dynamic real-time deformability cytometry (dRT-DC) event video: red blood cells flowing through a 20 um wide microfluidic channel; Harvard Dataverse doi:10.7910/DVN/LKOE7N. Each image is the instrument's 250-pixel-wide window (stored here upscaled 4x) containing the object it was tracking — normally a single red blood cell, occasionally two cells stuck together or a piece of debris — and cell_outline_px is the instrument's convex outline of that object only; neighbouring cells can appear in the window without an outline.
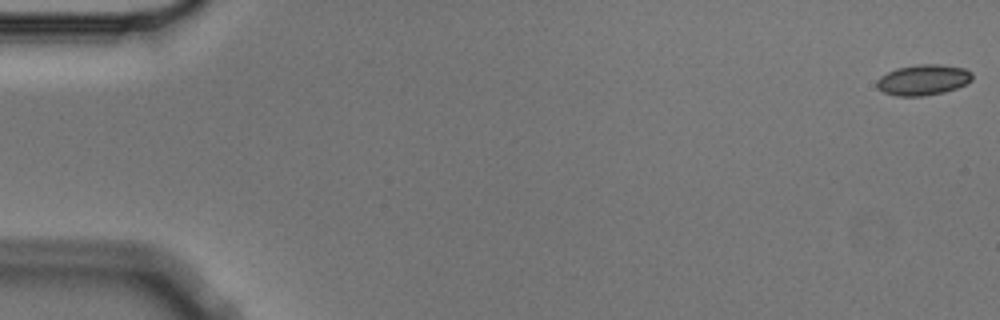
{"species": "Egyptian fruit bat (a non-hibernating species)", "species_latin": "Rousettus aegyptiacus", "temperature_condition": "cold", "stored_images_in_passage": 5, "camera_frame_rate_fps": 3000, "um_per_image_px": 0.085, "animal": {"sex": "male"}, "frame": {"image": 1, "passage_image": 1, "time_ms": 0.0, "image_size_px": [1000, 320], "cell_outline_px": [[972, 80], [956, 88], [944, 92], [924, 96], [896, 96], [884, 92], [876, 84], [876, 80], [880, 76], [896, 68], [916, 64], [940, 64], [964, 68], [972, 72]], "centroid_in_image_um": [78.47, 6.78], "position_along_channel_um": 6.5, "area_um2": 17.05}}